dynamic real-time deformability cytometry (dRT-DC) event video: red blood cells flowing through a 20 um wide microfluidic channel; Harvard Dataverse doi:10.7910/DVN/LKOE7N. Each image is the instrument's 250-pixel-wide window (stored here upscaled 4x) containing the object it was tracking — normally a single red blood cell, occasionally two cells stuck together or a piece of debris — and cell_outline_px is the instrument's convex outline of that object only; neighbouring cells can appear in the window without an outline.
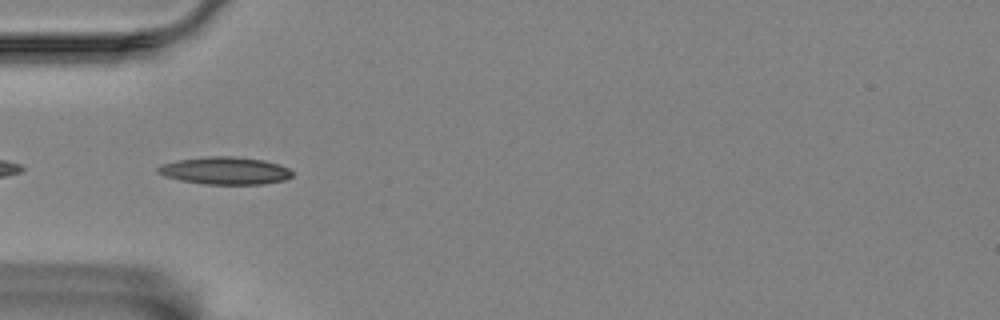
{"species": "Egyptian fruit bat (a non-hibernating species)", "species_latin": "Rousettus aegyptiacus", "temperature_condition": "room temperature", "stored_images_in_passage": 41, "camera_frame_rate_fps": 3000, "um_per_image_px": 0.085, "animal": {"sex": "female"}, "frame": {"image": 1, "passage_image": 2, "time_ms": 0.333, "image_size_px": [1000, 320], "cell_outline_px": [[292, 176], [284, 180], [264, 184], [204, 184], [180, 180], [164, 176], [156, 172], [156, 168], [160, 164], [176, 160], [208, 156], [232, 156], [264, 160], [280, 164], [288, 168], [292, 172]], "centroid_in_image_um": [19.1, 14.5], "position_along_channel_um": 65.9, "area_um2": 21.68}}
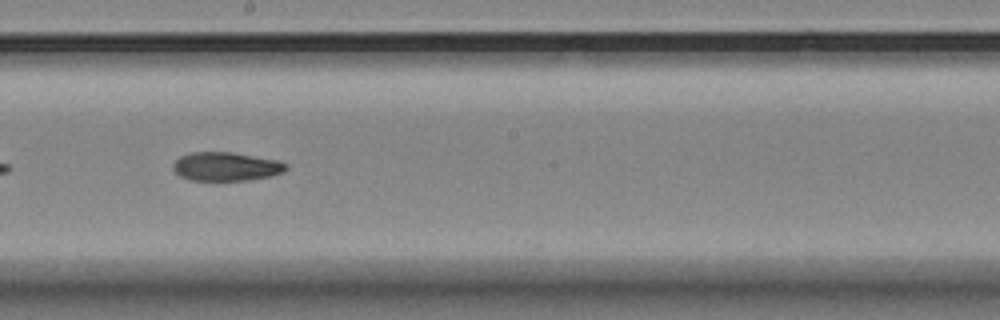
{"frame": {"image": 2, "passage_image": 16, "time_ms": 5.0, "image_size_px": [1000, 320], "cell_outline_px": [[288, 168], [284, 172], [268, 176], [248, 180], [188, 180], [180, 176], [172, 168], [172, 164], [180, 156], [192, 152], [232, 152], [280, 160], [288, 164]], "centroid_in_image_um": [19.23, 14.14], "position_along_channel_um": 229.0, "area_um2": 19.02}}
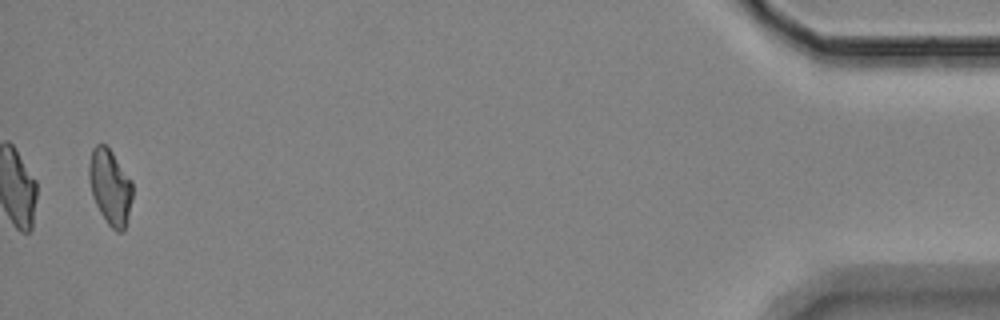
{"frame": {"image": 3, "passage_image": 40, "time_ms": 13.0, "image_size_px": [1000, 320], "cell_outline_px": [[132, 200], [124, 232], [116, 232], [108, 224], [100, 212], [92, 196], [88, 176], [88, 164], [92, 148], [96, 144], [104, 144], [112, 152], [132, 180]], "centroid_in_image_um": [9.35, 15.89], "position_along_channel_um": 425.8, "area_um2": 19.25}, "authors_computed_cell_mechanics": {"area_um2": 19.4208, "velocity_mm_per_s": 3.4913, "shape_relaxation_time_tau1_ms": 9.9886, "shape_relaxation_time_tau2_ms": 6.1885, "deformation_change_tau1": 0.2382, "deformation_change_tau2": 0.1269}}